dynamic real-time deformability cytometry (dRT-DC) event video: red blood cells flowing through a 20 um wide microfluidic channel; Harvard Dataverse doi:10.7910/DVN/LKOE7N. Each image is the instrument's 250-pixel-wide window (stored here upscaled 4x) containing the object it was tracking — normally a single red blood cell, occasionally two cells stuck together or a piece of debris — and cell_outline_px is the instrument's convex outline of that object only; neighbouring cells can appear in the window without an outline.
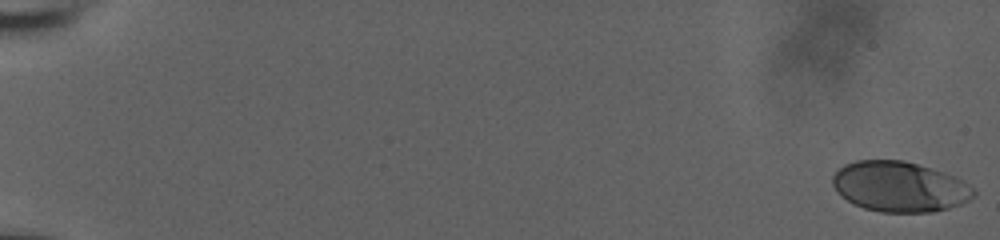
{"species": "human", "species_latin": "Homo sapiens", "temperature_condition": "room temperature", "stored_images_in_passage": 57, "camera_frame_rate_fps": 3000, "um_per_image_px": 0.085, "donor": {"sex": "male"}, "frame": {"image": 1, "passage_image": 1, "time_ms": 0.0, "image_size_px": [1000, 240], "cell_outline_px": [[976, 196], [960, 204], [948, 208], [932, 212], [880, 212], [864, 208], [852, 204], [832, 184], [832, 176], [844, 164], [856, 160], [904, 160], [944, 172], [956, 176], [968, 184], [976, 192]], "centroid_in_image_um": [76.48, 15.86], "position_along_channel_um": 8.5, "area_um2": 41.27}}
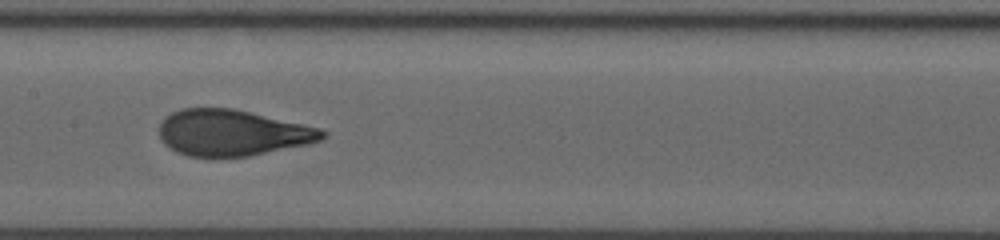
{"frame": {"image": 2, "passage_image": 32, "time_ms": 10.333, "image_size_px": [1000, 240], "cell_outline_px": [[328, 132], [320, 140], [308, 144], [248, 156], [212, 160], [188, 156], [176, 152], [164, 144], [160, 140], [160, 124], [164, 116], [172, 112], [184, 108], [232, 108], [304, 124], [320, 128]], "centroid_in_image_um": [19.69, 11.32], "position_along_channel_um": 187.7, "area_um2": 44.51}}
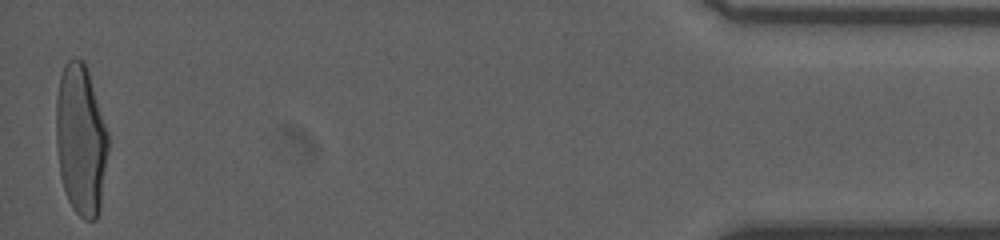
{"frame": {"image": 3, "passage_image": 57, "time_ms": 18.667, "image_size_px": [1000, 240], "cell_outline_px": [[108, 148], [100, 212], [96, 220], [84, 220], [72, 208], [68, 200], [60, 176], [56, 144], [56, 96], [60, 76], [64, 64], [72, 56], [76, 56], [84, 60], [108, 132]], "centroid_in_image_um": [6.86, 11.88], "position_along_channel_um": 428.3, "area_um2": 46.07}, "authors_computed_cell_mechanics": {"area_um2": 43.7546, "velocity_mm_per_s": 3.8372, "shape_relaxation_time_tau1_ms": 4.6374, "shape_relaxation_time_tau2_ms": null, "deformation_change_tau1": 0.2234, "deformation_change_tau2": null}}